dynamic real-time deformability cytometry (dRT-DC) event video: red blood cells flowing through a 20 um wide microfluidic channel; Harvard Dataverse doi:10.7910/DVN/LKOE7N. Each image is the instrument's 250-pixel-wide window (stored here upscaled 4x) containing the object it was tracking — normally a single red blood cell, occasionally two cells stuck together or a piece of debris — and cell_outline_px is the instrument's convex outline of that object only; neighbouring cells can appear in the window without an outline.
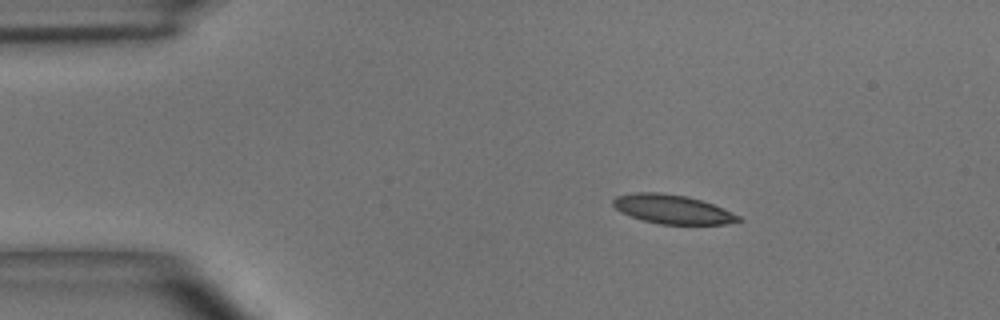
{"species": "common noctule bat (a hibernating species)", "species_latin": "Nyctalus noctula", "temperature_condition": "room temperature", "stored_images_in_passage": 42, "camera_frame_rate_fps": 3000, "um_per_image_px": 0.085, "animal": {"sex": "male", "body_mass_g": 15.6}, "frame": {"image": 1, "passage_image": 1, "time_ms": 0.0, "image_size_px": [1000, 320], "cell_outline_px": [[744, 220], [724, 224], [660, 224], [644, 220], [620, 212], [612, 204], [612, 200], [616, 196], [636, 192], [660, 192], [688, 196], [712, 204], [740, 216]], "centroid_in_image_um": [57.14, 17.78], "position_along_channel_um": 27.9, "area_um2": 21.04}}
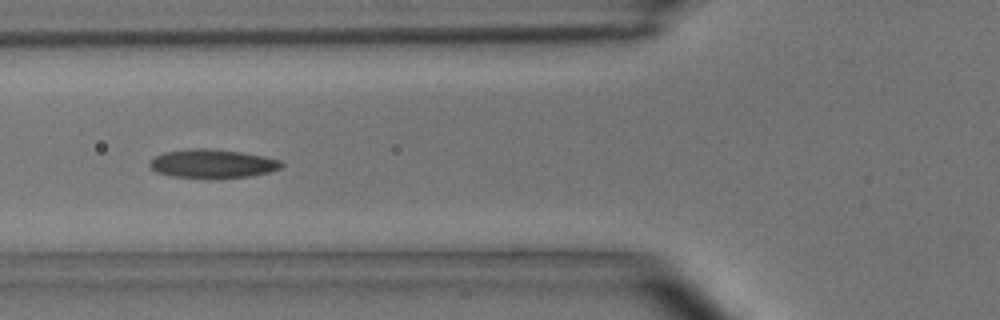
{"frame": {"image": 2, "passage_image": 11, "time_ms": 3.333, "image_size_px": [1000, 320], "cell_outline_px": [[284, 164], [280, 168], [268, 172], [248, 176], [220, 180], [208, 180], [172, 176], [156, 172], [148, 164], [156, 156], [164, 152], [196, 148], [208, 148], [240, 152], [264, 156], [280, 160]], "centroid_in_image_um": [18.06, 13.94], "position_along_channel_um": 107.7, "area_um2": 22.43}}
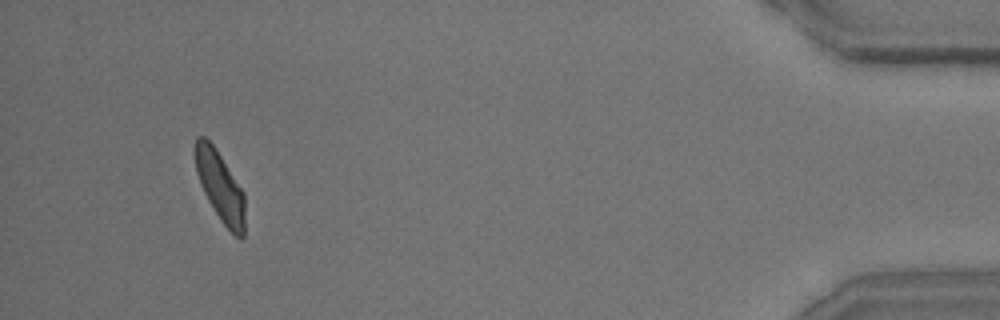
{"frame": {"image": 3, "passage_image": 39, "time_ms": 12.667, "image_size_px": [1000, 320], "cell_outline_px": [[244, 236], [240, 240], [220, 220], [208, 200], [200, 184], [196, 172], [196, 136], [204, 136], [212, 144], [244, 192]], "centroid_in_image_um": [18.72, 15.88], "position_along_channel_um": 416.5, "area_um2": 19.77}, "authors_computed_cell_mechanics": {"area_um2": 21.386, "velocity_mm_per_s": 4.0634, "shape_relaxation_time_tau1_ms": 3.6468, "shape_relaxation_time_tau2_ms": 2.1715, "deformation_change_tau1": 0.1126, "deformation_change_tau2": 0.0868}}